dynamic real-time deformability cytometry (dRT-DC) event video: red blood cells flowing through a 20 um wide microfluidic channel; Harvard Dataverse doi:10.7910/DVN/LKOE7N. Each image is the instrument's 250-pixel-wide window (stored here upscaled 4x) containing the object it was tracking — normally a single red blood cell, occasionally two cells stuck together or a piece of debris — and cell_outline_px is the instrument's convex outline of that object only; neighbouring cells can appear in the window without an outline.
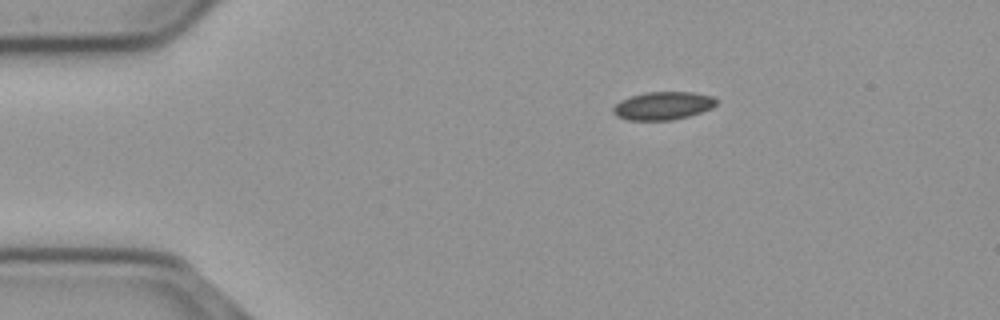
{"species": "common noctule bat (a hibernating species)", "species_latin": "Nyctalus noctula", "temperature_condition": "cold", "stored_images_in_passage": 47, "camera_frame_rate_fps": 3000, "um_per_image_px": 0.085, "animal": {"sex": "male", "body_mass_g": 23.1, "forearm_length_mm": 52.7}, "frame": {"image": 1, "passage_image": 1, "time_ms": 0.0, "image_size_px": [1000, 320], "cell_outline_px": [[716, 104], [712, 108], [688, 116], [672, 120], [628, 120], [616, 116], [612, 112], [612, 108], [620, 100], [632, 96], [648, 92], [692, 92], [712, 96], [716, 100]], "centroid_in_image_um": [56.33, 8.99], "position_along_channel_um": 28.7, "area_um2": 16.76}}
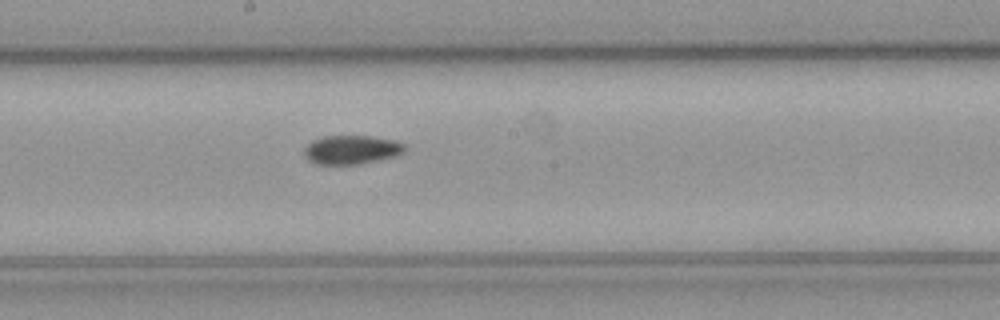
{"frame": {"image": 2, "passage_image": 21, "time_ms": 6.667, "image_size_px": [1000, 320], "cell_outline_px": [[404, 152], [396, 156], [356, 164], [316, 164], [308, 160], [304, 156], [304, 148], [312, 140], [324, 136], [372, 136], [396, 140], [404, 144]], "centroid_in_image_um": [29.86, 12.72], "position_along_channel_um": 218.3, "area_um2": 16.88}}
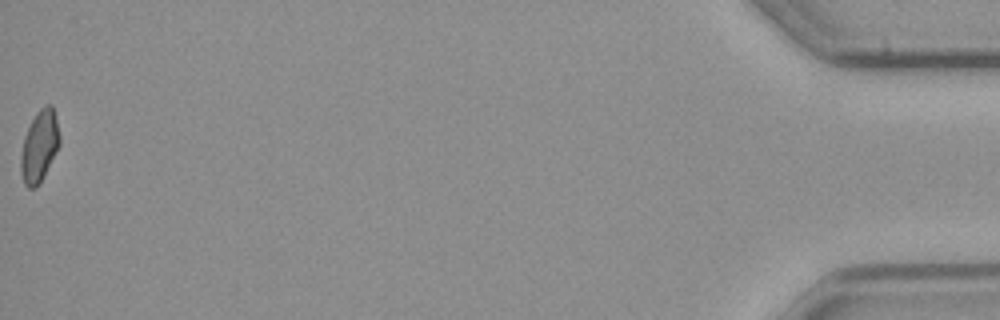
{"frame": {"image": 3, "passage_image": 47, "time_ms": 15.333, "image_size_px": [1000, 320], "cell_outline_px": [[60, 144], [56, 152], [36, 188], [28, 188], [24, 184], [20, 172], [20, 156], [24, 136], [36, 112], [44, 104], [52, 104], [56, 116], [60, 136]], "centroid_in_image_um": [3.34, 12.39], "position_along_channel_um": 431.9, "area_um2": 16.18}}